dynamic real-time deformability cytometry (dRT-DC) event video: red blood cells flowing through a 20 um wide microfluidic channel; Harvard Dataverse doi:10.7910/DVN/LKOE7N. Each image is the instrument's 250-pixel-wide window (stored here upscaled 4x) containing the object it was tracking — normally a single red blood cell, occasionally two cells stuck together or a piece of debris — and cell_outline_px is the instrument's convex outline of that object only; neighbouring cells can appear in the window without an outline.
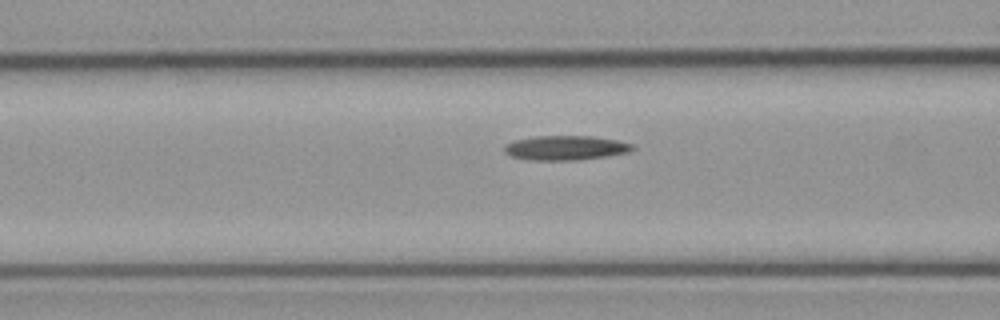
{"species": "common noctule bat (a hibernating species)", "species_latin": "Nyctalus noctula", "temperature_condition": "cold", "stored_images_in_passage": 7, "camera_frame_rate_fps": 3000, "um_per_image_px": 0.085, "animal": {"sex": "male", "body_mass_g": 23.1, "forearm_length_mm": 52.7}, "frame": {"image": 1, "passage_image": 7, "time_ms": 8.333, "image_size_px": [1000, 320], "cell_outline_px": [[636, 148], [628, 152], [608, 156], [576, 160], [532, 160], [512, 156], [504, 152], [504, 144], [512, 140], [536, 136], [592, 136], [616, 140], [632, 144]], "centroid_in_image_um": [48.05, 12.56], "position_along_channel_um": 118.5, "area_um2": 18.32}}